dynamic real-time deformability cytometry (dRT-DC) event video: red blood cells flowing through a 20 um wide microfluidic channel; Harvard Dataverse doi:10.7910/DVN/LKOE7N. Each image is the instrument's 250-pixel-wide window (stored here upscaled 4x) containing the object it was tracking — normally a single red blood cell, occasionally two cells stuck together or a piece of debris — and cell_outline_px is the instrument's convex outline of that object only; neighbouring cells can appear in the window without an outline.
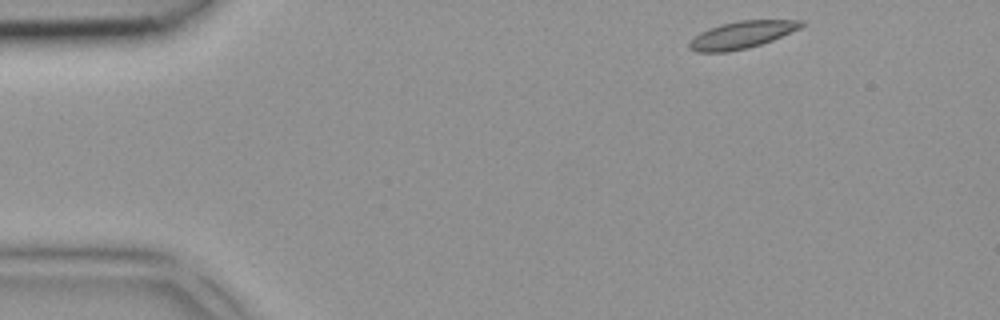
{"species": "common noctule bat (a hibernating species)", "species_latin": "Nyctalus noctula", "temperature_condition": "room temperature", "stored_images_in_passage": 3, "segment_of_instrument_passage": [2, 2], "camera_frame_rate_fps": 3000, "um_per_image_px": 0.085, "animal": {"sex": "female", "body_mass_g": 18.4}, "frame": {"image": 1, "passage_image": 3, "time_ms": 0.667, "image_size_px": [1000, 320], "cell_outline_px": [[804, 24], [800, 28], [772, 40], [748, 48], [728, 52], [696, 52], [688, 48], [688, 44], [700, 32], [708, 28], [720, 24], [740, 20], [804, 20]], "centroid_in_image_um": [63.03, 2.96], "position_along_channel_um": 22.0, "area_um2": 17.69}}